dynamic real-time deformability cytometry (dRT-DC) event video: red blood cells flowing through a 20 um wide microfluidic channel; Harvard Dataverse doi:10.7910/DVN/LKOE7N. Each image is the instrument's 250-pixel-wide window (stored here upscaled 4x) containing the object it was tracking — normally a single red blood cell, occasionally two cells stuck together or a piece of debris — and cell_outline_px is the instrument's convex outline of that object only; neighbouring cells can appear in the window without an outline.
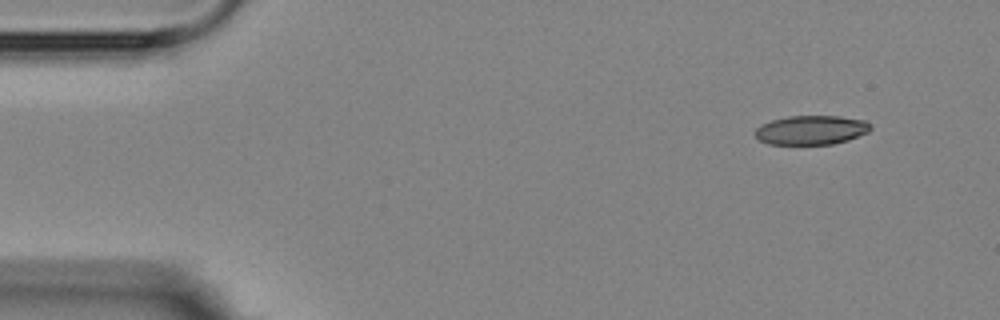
{"species": "Egyptian fruit bat (a non-hibernating species)", "species_latin": "Rousettus aegyptiacus", "temperature_condition": "room temperature", "stored_images_in_passage": 4, "camera_frame_rate_fps": 3000, "um_per_image_px": 0.085, "animal": {"sex": "female"}, "frame": {"image": 1, "passage_image": 1, "time_ms": 0.0, "image_size_px": [1000, 320], "cell_outline_px": [[872, 128], [868, 132], [848, 140], [832, 144], [768, 144], [760, 140], [756, 136], [756, 128], [760, 124], [772, 120], [788, 116], [840, 116], [864, 120], [872, 124]], "centroid_in_image_um": [68.97, 11.05], "position_along_channel_um": 16.0, "area_um2": 19.65}}
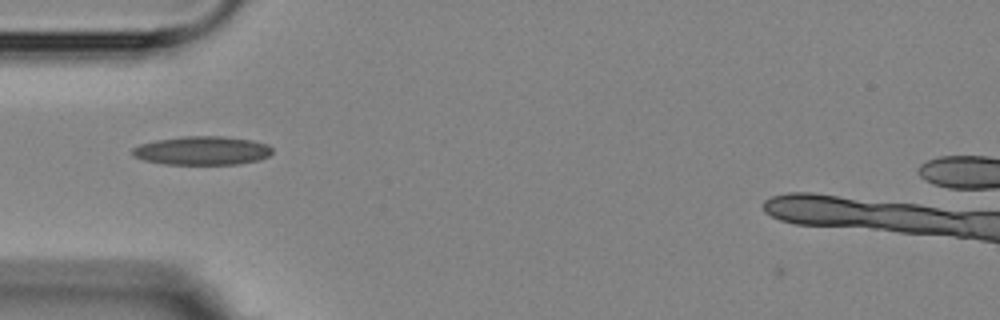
{"frame": {"image": 2, "passage_image": 4, "time_ms": 4.0, "image_size_px": [1000, 320], "cell_outline_px": [[272, 152], [268, 156], [260, 160], [236, 164], [164, 164], [144, 160], [132, 156], [132, 148], [140, 144], [156, 140], [184, 136], [224, 136], [252, 140], [268, 144], [272, 148]], "centroid_in_image_um": [17.18, 12.8], "position_along_channel_um": 67.8, "area_um2": 23.47}}